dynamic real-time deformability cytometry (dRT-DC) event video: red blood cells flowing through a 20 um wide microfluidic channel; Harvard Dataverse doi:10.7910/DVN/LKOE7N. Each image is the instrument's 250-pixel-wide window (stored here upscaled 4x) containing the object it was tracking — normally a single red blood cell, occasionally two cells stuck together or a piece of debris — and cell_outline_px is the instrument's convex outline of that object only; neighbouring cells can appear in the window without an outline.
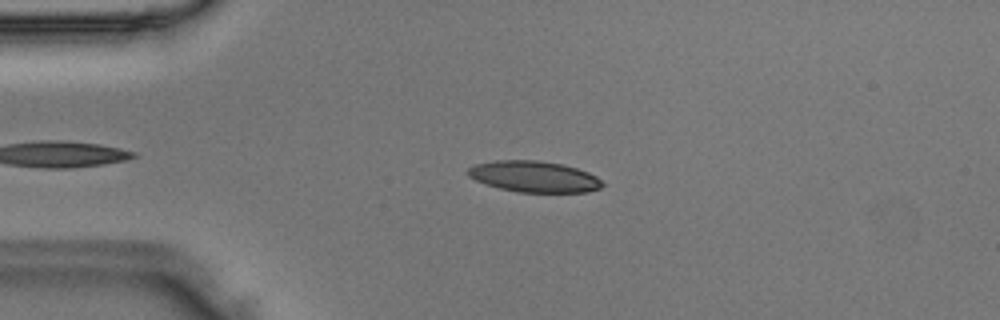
{"species": "Egyptian fruit bat (a non-hibernating species)", "species_latin": "Rousettus aegyptiacus", "temperature_condition": "room temperature", "stored_images_in_passage": 39, "camera_frame_rate_fps": 3000, "um_per_image_px": 0.085, "animal": {"sex": "male"}, "frame": {"image": 1, "passage_image": 10, "time_ms": 3.0, "image_size_px": [1000, 320], "cell_outline_px": [[604, 184], [600, 188], [588, 192], [520, 192], [500, 188], [476, 180], [468, 176], [468, 168], [476, 164], [496, 160], [536, 160], [560, 164], [576, 168], [588, 172], [596, 176]], "centroid_in_image_um": [45.41, 15.01], "position_along_channel_um": 39.6, "area_um2": 24.1}}
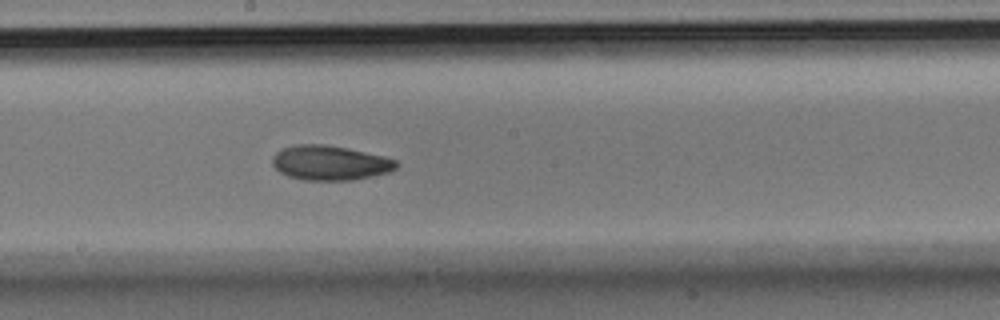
{"frame": {"image": 2, "passage_image": 25, "time_ms": 8.0, "image_size_px": [1000, 320], "cell_outline_px": [[400, 164], [392, 172], [352, 180], [304, 180], [288, 176], [280, 172], [272, 164], [272, 156], [280, 148], [296, 144], [324, 144], [348, 148], [384, 156], [396, 160]], "centroid_in_image_um": [28.06, 13.83], "position_along_channel_um": 220.1, "area_um2": 25.32}}
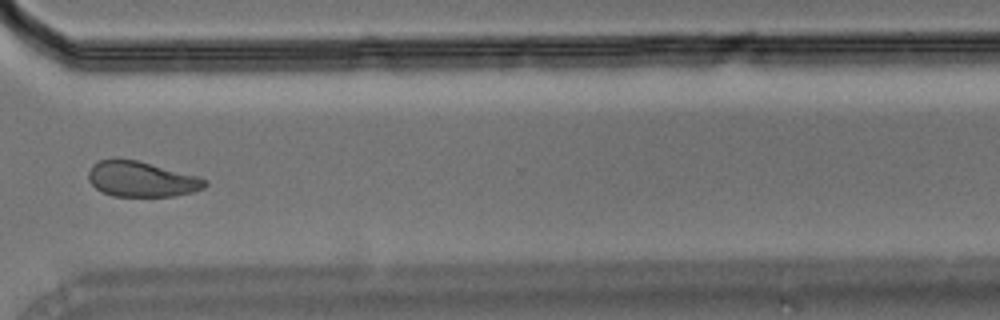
{"frame": {"image": 3, "passage_image": 35, "time_ms": 11.333, "image_size_px": [1000, 320], "cell_outline_px": [[208, 184], [204, 188], [192, 192], [176, 196], [112, 196], [100, 192], [88, 180], [88, 172], [92, 164], [96, 160], [116, 156], [136, 160], [200, 176], [208, 180]], "centroid_in_image_um": [11.99, 15.2], "position_along_channel_um": 358.6, "area_um2": 24.68}}